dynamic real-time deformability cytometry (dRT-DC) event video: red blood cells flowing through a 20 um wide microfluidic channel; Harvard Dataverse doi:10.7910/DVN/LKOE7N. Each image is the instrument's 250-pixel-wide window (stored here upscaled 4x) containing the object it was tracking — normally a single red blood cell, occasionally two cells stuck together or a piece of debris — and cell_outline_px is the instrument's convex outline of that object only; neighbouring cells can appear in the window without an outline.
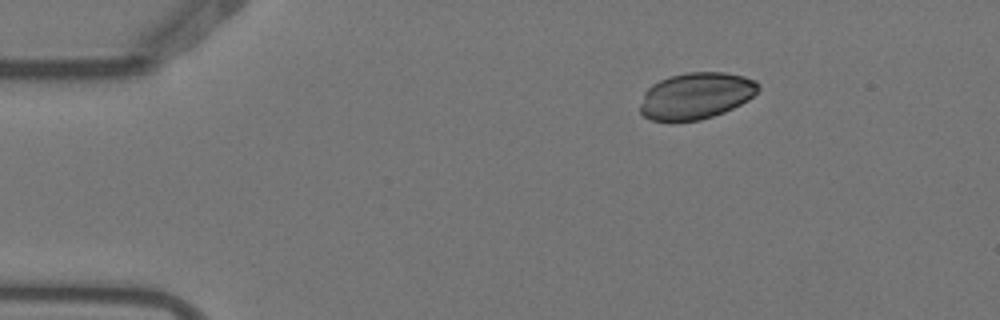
{"species": "Egyptian fruit bat (a non-hibernating species)", "species_latin": "Rousettus aegyptiacus", "temperature_condition": "warm", "stored_images_in_passage": 4, "camera_frame_rate_fps": 3000, "um_per_image_px": 0.085, "animal": {"sex": "female"}, "frame": {"image": 1, "passage_image": 2, "time_ms": 0.333, "image_size_px": [1000, 320], "cell_outline_px": [[760, 88], [748, 100], [724, 112], [700, 120], [652, 120], [644, 116], [640, 112], [640, 104], [644, 92], [652, 84], [668, 76], [688, 72], [724, 72], [744, 76], [756, 80], [760, 84]], "centroid_in_image_um": [59.17, 8.12], "position_along_channel_um": 25.8, "area_um2": 31.96}}